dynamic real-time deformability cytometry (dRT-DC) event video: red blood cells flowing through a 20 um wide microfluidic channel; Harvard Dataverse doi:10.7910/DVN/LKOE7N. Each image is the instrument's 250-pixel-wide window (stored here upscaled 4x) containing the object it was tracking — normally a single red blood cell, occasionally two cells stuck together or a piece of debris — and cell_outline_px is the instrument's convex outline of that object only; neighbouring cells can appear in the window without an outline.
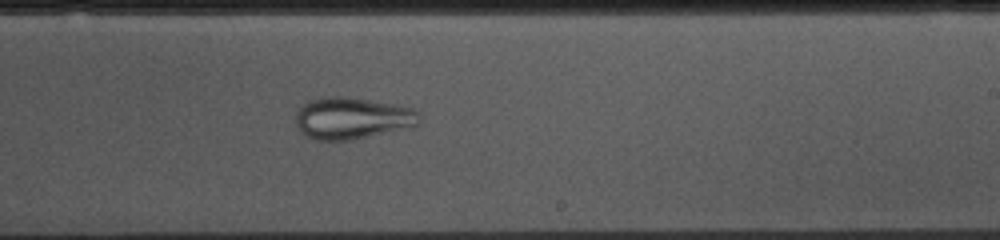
{"species": "common noctule bat (a hibernating species)", "species_latin": "Nyctalus noctula", "temperature_condition": "cold", "stored_images_in_passage": 38, "camera_frame_rate_fps": 3000, "um_per_image_px": 0.085, "animal": {"sex": "female", "body_mass_g": 10.0, "forearm_length_mm": 53.1}, "frame": {"image": 1, "passage_image": 16, "time_ms": 5.0, "image_size_px": [1000, 240], "cell_outline_px": [[420, 120], [416, 128], [352, 140], [316, 140], [300, 132], [296, 124], [296, 112], [300, 104], [308, 100], [328, 96], [340, 96], [396, 104], [412, 108], [420, 112]], "centroid_in_image_um": [29.98, 10.06], "position_along_channel_um": 259.0, "area_um2": 30.81}}
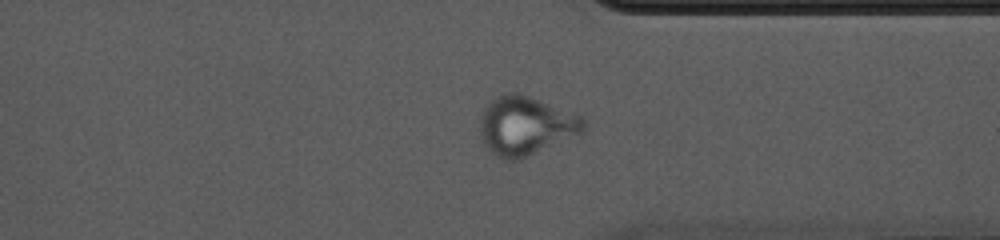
{"frame": {"image": 2, "passage_image": 25, "time_ms": 8.0, "image_size_px": [1000, 240], "cell_outline_px": [[584, 132], [516, 160], [508, 160], [496, 156], [488, 148], [480, 136], [480, 116], [484, 108], [496, 96], [504, 92], [516, 92], [528, 96], [584, 116]], "centroid_in_image_um": [44.67, 10.66], "position_along_channel_um": 366.7, "area_um2": 35.14}}
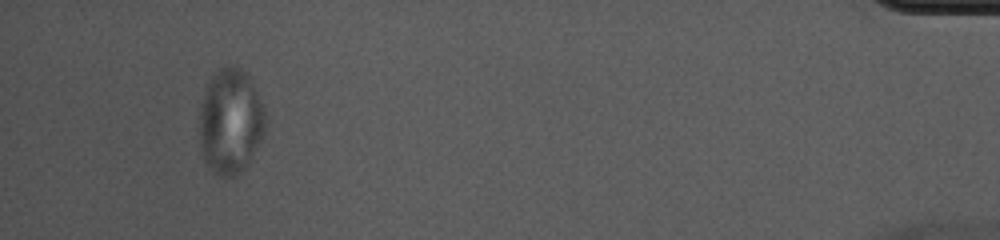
{"frame": {"image": 3, "passage_image": 35, "time_ms": 11.333, "image_size_px": [1000, 240], "cell_outline_px": [[268, 124], [252, 156], [244, 168], [240, 172], [232, 176], [220, 176], [204, 160], [200, 148], [200, 104], [208, 84], [212, 76], [220, 68], [240, 68], [252, 80], [260, 100]], "centroid_in_image_um": [19.6, 10.33], "position_along_channel_um": 415.6, "area_um2": 39.82}}